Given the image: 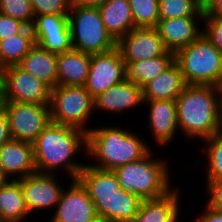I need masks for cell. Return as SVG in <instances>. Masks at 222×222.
<instances>
[{
  "label": "cell",
  "instance_id": "obj_1",
  "mask_svg": "<svg viewBox=\"0 0 222 222\" xmlns=\"http://www.w3.org/2000/svg\"><path fill=\"white\" fill-rule=\"evenodd\" d=\"M32 144L38 173L75 180L87 163V133L76 127L50 122Z\"/></svg>",
  "mask_w": 222,
  "mask_h": 222
},
{
  "label": "cell",
  "instance_id": "obj_2",
  "mask_svg": "<svg viewBox=\"0 0 222 222\" xmlns=\"http://www.w3.org/2000/svg\"><path fill=\"white\" fill-rule=\"evenodd\" d=\"M176 105L181 137L185 138L184 143H191L189 147L184 144L182 154L183 152L192 153L195 150L190 149L192 147L195 149L194 145L200 144L201 141L222 130V96L220 87L187 84L177 97Z\"/></svg>",
  "mask_w": 222,
  "mask_h": 222
},
{
  "label": "cell",
  "instance_id": "obj_3",
  "mask_svg": "<svg viewBox=\"0 0 222 222\" xmlns=\"http://www.w3.org/2000/svg\"><path fill=\"white\" fill-rule=\"evenodd\" d=\"M119 122L109 121L107 124L99 122V125L96 123L87 132L88 165L114 170L121 165L141 159L152 149L146 142L148 138L142 134L143 128L139 126L140 124L132 128V124L128 127L119 125L122 123L121 120Z\"/></svg>",
  "mask_w": 222,
  "mask_h": 222
},
{
  "label": "cell",
  "instance_id": "obj_4",
  "mask_svg": "<svg viewBox=\"0 0 222 222\" xmlns=\"http://www.w3.org/2000/svg\"><path fill=\"white\" fill-rule=\"evenodd\" d=\"M170 148L167 149L165 157L162 155L164 152L161 153L158 151L160 149L153 148L141 159L115 168L113 171L120 187L126 192L135 193L142 200L156 199L170 192L179 183V181H174V177L179 175L181 176L179 179L183 178L182 172L181 175L178 172L175 173L173 165H170L172 161L179 162L175 161L173 156L168 155Z\"/></svg>",
  "mask_w": 222,
  "mask_h": 222
},
{
  "label": "cell",
  "instance_id": "obj_5",
  "mask_svg": "<svg viewBox=\"0 0 222 222\" xmlns=\"http://www.w3.org/2000/svg\"><path fill=\"white\" fill-rule=\"evenodd\" d=\"M77 179L86 188L98 216L112 222H133L142 199L123 190L113 170L86 163Z\"/></svg>",
  "mask_w": 222,
  "mask_h": 222
},
{
  "label": "cell",
  "instance_id": "obj_6",
  "mask_svg": "<svg viewBox=\"0 0 222 222\" xmlns=\"http://www.w3.org/2000/svg\"><path fill=\"white\" fill-rule=\"evenodd\" d=\"M186 84H222V52L203 34L175 53Z\"/></svg>",
  "mask_w": 222,
  "mask_h": 222
},
{
  "label": "cell",
  "instance_id": "obj_7",
  "mask_svg": "<svg viewBox=\"0 0 222 222\" xmlns=\"http://www.w3.org/2000/svg\"><path fill=\"white\" fill-rule=\"evenodd\" d=\"M51 122L89 132L96 122L94 98L85 86H59L51 89ZM92 121V123H91ZM90 122V123H89Z\"/></svg>",
  "mask_w": 222,
  "mask_h": 222
},
{
  "label": "cell",
  "instance_id": "obj_8",
  "mask_svg": "<svg viewBox=\"0 0 222 222\" xmlns=\"http://www.w3.org/2000/svg\"><path fill=\"white\" fill-rule=\"evenodd\" d=\"M68 25L75 50L93 55L117 47V42L104 26L98 7L71 6Z\"/></svg>",
  "mask_w": 222,
  "mask_h": 222
},
{
  "label": "cell",
  "instance_id": "obj_9",
  "mask_svg": "<svg viewBox=\"0 0 222 222\" xmlns=\"http://www.w3.org/2000/svg\"><path fill=\"white\" fill-rule=\"evenodd\" d=\"M60 176L61 175L57 174L36 172L18 179L23 191L28 212L36 222L39 219H41V222L44 221V218H48V216L52 214V211L54 212L65 186L71 182V179L68 177ZM64 179L66 180V183L64 182ZM37 215H41L42 217L39 216L38 218Z\"/></svg>",
  "mask_w": 222,
  "mask_h": 222
},
{
  "label": "cell",
  "instance_id": "obj_10",
  "mask_svg": "<svg viewBox=\"0 0 222 222\" xmlns=\"http://www.w3.org/2000/svg\"><path fill=\"white\" fill-rule=\"evenodd\" d=\"M143 109L145 110V117L141 119H146L147 128L145 129L149 130L147 132H151L148 134L147 132L145 133L149 138L146 140V142L148 141L147 144L152 149H162L161 152H166L167 150L165 149L172 144L173 146L171 147L174 148L176 144L175 140L177 142L182 140L177 121L176 100H144ZM153 143L155 144L153 145Z\"/></svg>",
  "mask_w": 222,
  "mask_h": 222
},
{
  "label": "cell",
  "instance_id": "obj_11",
  "mask_svg": "<svg viewBox=\"0 0 222 222\" xmlns=\"http://www.w3.org/2000/svg\"><path fill=\"white\" fill-rule=\"evenodd\" d=\"M143 105H144V100H143L142 88L139 87L137 84L132 83L127 79H125L122 82L110 87L109 89H107L106 91H104L103 93L99 94L94 98V110H95V115H97L95 116L96 117L95 120L98 124L99 121L103 122L106 121L107 123V121L109 122V119L111 121L112 119H114L113 120L114 122L116 119H119L120 116H122L120 118L122 120L123 117L126 118L128 114L132 115L134 113L131 118L128 116L126 119V121H128L129 119L133 120L132 118L137 116L135 114L138 115L140 114L143 116V114L140 113L141 110H143L142 109ZM138 109L140 111H138ZM137 111L139 113H137ZM102 114H104L105 116L108 114L107 116L109 118L102 116ZM99 116L101 118L105 117L106 120H104V118H102V120L99 119ZM111 116L114 117L111 118Z\"/></svg>",
  "mask_w": 222,
  "mask_h": 222
},
{
  "label": "cell",
  "instance_id": "obj_12",
  "mask_svg": "<svg viewBox=\"0 0 222 222\" xmlns=\"http://www.w3.org/2000/svg\"><path fill=\"white\" fill-rule=\"evenodd\" d=\"M0 90L4 102L50 104L51 88L18 65L0 70Z\"/></svg>",
  "mask_w": 222,
  "mask_h": 222
},
{
  "label": "cell",
  "instance_id": "obj_13",
  "mask_svg": "<svg viewBox=\"0 0 222 222\" xmlns=\"http://www.w3.org/2000/svg\"><path fill=\"white\" fill-rule=\"evenodd\" d=\"M12 139L33 143L51 122L50 104L4 102Z\"/></svg>",
  "mask_w": 222,
  "mask_h": 222
},
{
  "label": "cell",
  "instance_id": "obj_14",
  "mask_svg": "<svg viewBox=\"0 0 222 222\" xmlns=\"http://www.w3.org/2000/svg\"><path fill=\"white\" fill-rule=\"evenodd\" d=\"M179 184L163 197L142 200L133 222H186V202L190 197L182 182Z\"/></svg>",
  "mask_w": 222,
  "mask_h": 222
},
{
  "label": "cell",
  "instance_id": "obj_15",
  "mask_svg": "<svg viewBox=\"0 0 222 222\" xmlns=\"http://www.w3.org/2000/svg\"><path fill=\"white\" fill-rule=\"evenodd\" d=\"M97 216L94 203L78 179L65 186L59 202L46 222H90Z\"/></svg>",
  "mask_w": 222,
  "mask_h": 222
},
{
  "label": "cell",
  "instance_id": "obj_16",
  "mask_svg": "<svg viewBox=\"0 0 222 222\" xmlns=\"http://www.w3.org/2000/svg\"><path fill=\"white\" fill-rule=\"evenodd\" d=\"M125 80V62L120 50L91 55L86 90L93 98Z\"/></svg>",
  "mask_w": 222,
  "mask_h": 222
},
{
  "label": "cell",
  "instance_id": "obj_17",
  "mask_svg": "<svg viewBox=\"0 0 222 222\" xmlns=\"http://www.w3.org/2000/svg\"><path fill=\"white\" fill-rule=\"evenodd\" d=\"M124 62H137L162 56L167 49L156 28H134L118 42Z\"/></svg>",
  "mask_w": 222,
  "mask_h": 222
},
{
  "label": "cell",
  "instance_id": "obj_18",
  "mask_svg": "<svg viewBox=\"0 0 222 222\" xmlns=\"http://www.w3.org/2000/svg\"><path fill=\"white\" fill-rule=\"evenodd\" d=\"M0 170L8 180H18L37 172L33 144L10 139L0 147Z\"/></svg>",
  "mask_w": 222,
  "mask_h": 222
},
{
  "label": "cell",
  "instance_id": "obj_19",
  "mask_svg": "<svg viewBox=\"0 0 222 222\" xmlns=\"http://www.w3.org/2000/svg\"><path fill=\"white\" fill-rule=\"evenodd\" d=\"M156 29L165 48L176 53L202 35L203 17L160 19Z\"/></svg>",
  "mask_w": 222,
  "mask_h": 222
},
{
  "label": "cell",
  "instance_id": "obj_20",
  "mask_svg": "<svg viewBox=\"0 0 222 222\" xmlns=\"http://www.w3.org/2000/svg\"><path fill=\"white\" fill-rule=\"evenodd\" d=\"M201 144H198L197 149L195 152L196 157H193V160L191 159V164H187V170L192 171L191 173L198 174V168L202 171L201 176L202 179H219L222 178V130L215 133L210 138H207L200 142ZM201 145V148H200ZM199 148V150H198ZM203 149V150H202ZM202 155H199V152ZM199 156V157H198ZM203 159V160H202ZM189 165V166H188ZM189 167V168H188ZM194 167V168H192ZM203 167V169H202ZM197 170V171H196ZM195 171V172H193Z\"/></svg>",
  "mask_w": 222,
  "mask_h": 222
},
{
  "label": "cell",
  "instance_id": "obj_21",
  "mask_svg": "<svg viewBox=\"0 0 222 222\" xmlns=\"http://www.w3.org/2000/svg\"><path fill=\"white\" fill-rule=\"evenodd\" d=\"M176 61L142 87L143 100H176L186 87Z\"/></svg>",
  "mask_w": 222,
  "mask_h": 222
},
{
  "label": "cell",
  "instance_id": "obj_22",
  "mask_svg": "<svg viewBox=\"0 0 222 222\" xmlns=\"http://www.w3.org/2000/svg\"><path fill=\"white\" fill-rule=\"evenodd\" d=\"M90 63V54L75 49L57 54V85L85 86Z\"/></svg>",
  "mask_w": 222,
  "mask_h": 222
},
{
  "label": "cell",
  "instance_id": "obj_23",
  "mask_svg": "<svg viewBox=\"0 0 222 222\" xmlns=\"http://www.w3.org/2000/svg\"><path fill=\"white\" fill-rule=\"evenodd\" d=\"M98 9L107 32L116 42L136 28L128 0H108Z\"/></svg>",
  "mask_w": 222,
  "mask_h": 222
},
{
  "label": "cell",
  "instance_id": "obj_24",
  "mask_svg": "<svg viewBox=\"0 0 222 222\" xmlns=\"http://www.w3.org/2000/svg\"><path fill=\"white\" fill-rule=\"evenodd\" d=\"M31 219L35 222L28 212L20 182L6 181L0 187V222H33Z\"/></svg>",
  "mask_w": 222,
  "mask_h": 222
},
{
  "label": "cell",
  "instance_id": "obj_25",
  "mask_svg": "<svg viewBox=\"0 0 222 222\" xmlns=\"http://www.w3.org/2000/svg\"><path fill=\"white\" fill-rule=\"evenodd\" d=\"M18 66L43 81L51 89L57 86V54L35 44Z\"/></svg>",
  "mask_w": 222,
  "mask_h": 222
},
{
  "label": "cell",
  "instance_id": "obj_26",
  "mask_svg": "<svg viewBox=\"0 0 222 222\" xmlns=\"http://www.w3.org/2000/svg\"><path fill=\"white\" fill-rule=\"evenodd\" d=\"M175 61V53L166 51L162 56L137 62H125V79L143 87Z\"/></svg>",
  "mask_w": 222,
  "mask_h": 222
},
{
  "label": "cell",
  "instance_id": "obj_27",
  "mask_svg": "<svg viewBox=\"0 0 222 222\" xmlns=\"http://www.w3.org/2000/svg\"><path fill=\"white\" fill-rule=\"evenodd\" d=\"M35 44L30 26H26L20 33L0 40V70L7 66L18 65Z\"/></svg>",
  "mask_w": 222,
  "mask_h": 222
},
{
  "label": "cell",
  "instance_id": "obj_28",
  "mask_svg": "<svg viewBox=\"0 0 222 222\" xmlns=\"http://www.w3.org/2000/svg\"><path fill=\"white\" fill-rule=\"evenodd\" d=\"M136 28H156L160 20L159 0H128Z\"/></svg>",
  "mask_w": 222,
  "mask_h": 222
},
{
  "label": "cell",
  "instance_id": "obj_29",
  "mask_svg": "<svg viewBox=\"0 0 222 222\" xmlns=\"http://www.w3.org/2000/svg\"><path fill=\"white\" fill-rule=\"evenodd\" d=\"M160 19L204 17V10L196 0H159Z\"/></svg>",
  "mask_w": 222,
  "mask_h": 222
},
{
  "label": "cell",
  "instance_id": "obj_30",
  "mask_svg": "<svg viewBox=\"0 0 222 222\" xmlns=\"http://www.w3.org/2000/svg\"><path fill=\"white\" fill-rule=\"evenodd\" d=\"M31 28L36 44L46 34L54 32H70L68 16L65 15L42 14L35 16Z\"/></svg>",
  "mask_w": 222,
  "mask_h": 222
},
{
  "label": "cell",
  "instance_id": "obj_31",
  "mask_svg": "<svg viewBox=\"0 0 222 222\" xmlns=\"http://www.w3.org/2000/svg\"><path fill=\"white\" fill-rule=\"evenodd\" d=\"M0 13L19 20L30 27L35 17L31 0H0Z\"/></svg>",
  "mask_w": 222,
  "mask_h": 222
},
{
  "label": "cell",
  "instance_id": "obj_32",
  "mask_svg": "<svg viewBox=\"0 0 222 222\" xmlns=\"http://www.w3.org/2000/svg\"><path fill=\"white\" fill-rule=\"evenodd\" d=\"M200 180H202L201 182L203 183L202 187H201V184H198L196 182H195V184L193 183L194 187L197 184L198 190H195V191L199 192L202 188L200 193H203L204 199L202 197V198H200V200L201 199H202L201 201L204 200L203 202L206 205H208L209 207L222 211V178L200 179ZM198 185H200V186H198ZM199 188H200V190H199Z\"/></svg>",
  "mask_w": 222,
  "mask_h": 222
},
{
  "label": "cell",
  "instance_id": "obj_33",
  "mask_svg": "<svg viewBox=\"0 0 222 222\" xmlns=\"http://www.w3.org/2000/svg\"><path fill=\"white\" fill-rule=\"evenodd\" d=\"M37 45L55 54H61L73 49L71 32H54L46 34Z\"/></svg>",
  "mask_w": 222,
  "mask_h": 222
},
{
  "label": "cell",
  "instance_id": "obj_34",
  "mask_svg": "<svg viewBox=\"0 0 222 222\" xmlns=\"http://www.w3.org/2000/svg\"><path fill=\"white\" fill-rule=\"evenodd\" d=\"M34 16L54 14L68 16L71 0H31Z\"/></svg>",
  "mask_w": 222,
  "mask_h": 222
},
{
  "label": "cell",
  "instance_id": "obj_35",
  "mask_svg": "<svg viewBox=\"0 0 222 222\" xmlns=\"http://www.w3.org/2000/svg\"><path fill=\"white\" fill-rule=\"evenodd\" d=\"M202 34L222 52V18L208 15L204 11Z\"/></svg>",
  "mask_w": 222,
  "mask_h": 222
},
{
  "label": "cell",
  "instance_id": "obj_36",
  "mask_svg": "<svg viewBox=\"0 0 222 222\" xmlns=\"http://www.w3.org/2000/svg\"><path fill=\"white\" fill-rule=\"evenodd\" d=\"M189 202H187V209H186V213L187 216H191L190 219H188L189 217H186V222H222V211L221 210H217V209H213L211 207H209L208 205L202 204V202L200 201V206L198 205L197 207H200L199 210L197 209L196 213L193 212V208L190 205H194L191 204L192 202V198L191 200L188 199ZM190 209V210H189ZM198 212V213H197ZM193 215H192V214ZM195 213V214H194ZM192 218V219H191ZM194 218V219H193Z\"/></svg>",
  "mask_w": 222,
  "mask_h": 222
},
{
  "label": "cell",
  "instance_id": "obj_37",
  "mask_svg": "<svg viewBox=\"0 0 222 222\" xmlns=\"http://www.w3.org/2000/svg\"><path fill=\"white\" fill-rule=\"evenodd\" d=\"M26 25L19 20L0 13V40L20 33Z\"/></svg>",
  "mask_w": 222,
  "mask_h": 222
},
{
  "label": "cell",
  "instance_id": "obj_38",
  "mask_svg": "<svg viewBox=\"0 0 222 222\" xmlns=\"http://www.w3.org/2000/svg\"><path fill=\"white\" fill-rule=\"evenodd\" d=\"M12 139L8 119L2 111L0 113V147L7 141Z\"/></svg>",
  "mask_w": 222,
  "mask_h": 222
},
{
  "label": "cell",
  "instance_id": "obj_39",
  "mask_svg": "<svg viewBox=\"0 0 222 222\" xmlns=\"http://www.w3.org/2000/svg\"><path fill=\"white\" fill-rule=\"evenodd\" d=\"M204 11L208 15L222 18V0H213Z\"/></svg>",
  "mask_w": 222,
  "mask_h": 222
},
{
  "label": "cell",
  "instance_id": "obj_40",
  "mask_svg": "<svg viewBox=\"0 0 222 222\" xmlns=\"http://www.w3.org/2000/svg\"><path fill=\"white\" fill-rule=\"evenodd\" d=\"M108 0H71V6L77 7H100Z\"/></svg>",
  "mask_w": 222,
  "mask_h": 222
},
{
  "label": "cell",
  "instance_id": "obj_41",
  "mask_svg": "<svg viewBox=\"0 0 222 222\" xmlns=\"http://www.w3.org/2000/svg\"><path fill=\"white\" fill-rule=\"evenodd\" d=\"M198 5L205 10L213 0H196Z\"/></svg>",
  "mask_w": 222,
  "mask_h": 222
},
{
  "label": "cell",
  "instance_id": "obj_42",
  "mask_svg": "<svg viewBox=\"0 0 222 222\" xmlns=\"http://www.w3.org/2000/svg\"><path fill=\"white\" fill-rule=\"evenodd\" d=\"M90 222H112L107 218H104L102 216H96L94 219H92Z\"/></svg>",
  "mask_w": 222,
  "mask_h": 222
},
{
  "label": "cell",
  "instance_id": "obj_43",
  "mask_svg": "<svg viewBox=\"0 0 222 222\" xmlns=\"http://www.w3.org/2000/svg\"><path fill=\"white\" fill-rule=\"evenodd\" d=\"M8 179L4 176V174L0 170V187L6 182Z\"/></svg>",
  "mask_w": 222,
  "mask_h": 222
},
{
  "label": "cell",
  "instance_id": "obj_44",
  "mask_svg": "<svg viewBox=\"0 0 222 222\" xmlns=\"http://www.w3.org/2000/svg\"><path fill=\"white\" fill-rule=\"evenodd\" d=\"M3 104H4V100L2 98V93L0 90V113L3 111Z\"/></svg>",
  "mask_w": 222,
  "mask_h": 222
},
{
  "label": "cell",
  "instance_id": "obj_45",
  "mask_svg": "<svg viewBox=\"0 0 222 222\" xmlns=\"http://www.w3.org/2000/svg\"><path fill=\"white\" fill-rule=\"evenodd\" d=\"M220 90H221V96H222V84H221V86H220Z\"/></svg>",
  "mask_w": 222,
  "mask_h": 222
}]
</instances>
